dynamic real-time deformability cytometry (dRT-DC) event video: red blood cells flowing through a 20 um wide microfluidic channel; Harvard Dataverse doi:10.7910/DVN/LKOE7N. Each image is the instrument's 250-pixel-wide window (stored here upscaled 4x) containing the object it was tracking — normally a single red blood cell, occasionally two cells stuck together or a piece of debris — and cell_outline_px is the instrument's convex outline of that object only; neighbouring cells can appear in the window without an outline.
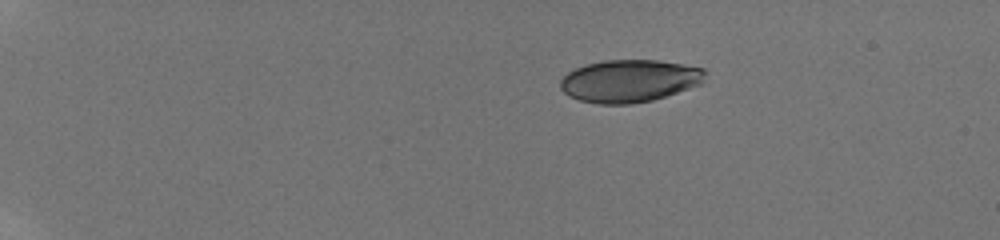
{"species": "human", "species_latin": "Homo sapiens", "temperature_condition": "room temperature", "stored_images_in_passage": 45, "camera_frame_rate_fps": 3000, "um_per_image_px": 0.085, "donor": {"sex": "male"}, "frame": {"image": 1, "passage_image": 1, "time_ms": 0.0, "image_size_px": [1000, 240], "cell_outline_px": [[708, 72], [704, 84], [652, 100], [632, 104], [600, 104], [580, 100], [568, 96], [560, 88], [560, 80], [568, 72], [576, 68], [588, 64], [604, 60], [656, 60], [684, 64], [704, 68]], "centroid_in_image_um": [53.56, 6.87], "position_along_channel_um": 31.4, "area_um2": 36.18}}
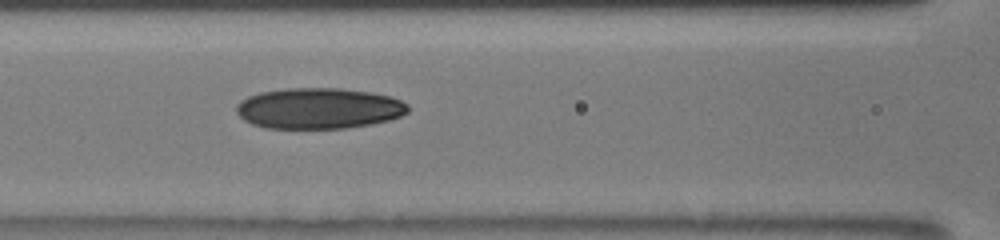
{"frame": {"image": 2, "passage_image": 18, "time_ms": 5.667, "image_size_px": [1000, 240], "cell_outline_px": [[408, 112], [400, 116], [388, 120], [372, 124], [344, 128], [264, 128], [252, 124], [244, 120], [236, 112], [236, 104], [240, 100], [248, 96], [260, 92], [284, 88], [340, 88], [372, 92], [388, 96], [400, 100], [408, 104]], "centroid_in_image_um": [27.07, 9.2], "position_along_channel_um": 139.5, "area_um2": 41.04}}
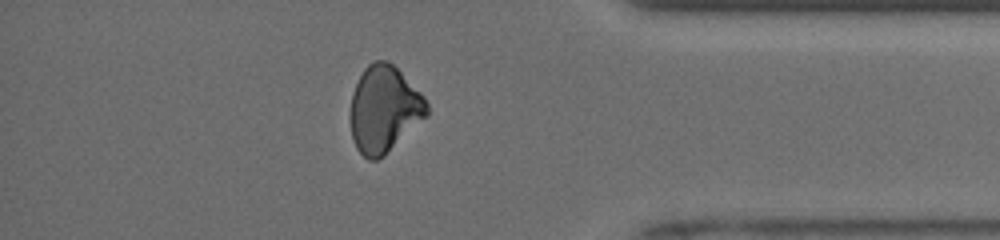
{"frame": {"image": 3, "passage_image": 39, "time_ms": 12.667, "image_size_px": [1000, 240], "cell_outline_px": [[428, 116], [384, 156], [376, 160], [368, 160], [356, 148], [352, 140], [348, 116], [352, 92], [364, 68], [368, 64], [376, 60], [388, 60], [424, 96], [428, 104]], "centroid_in_image_um": [32.62, 9.31], "position_along_channel_um": 402.6, "area_um2": 39.02}, "authors_computed_cell_mechanics": {"area_um2": 39.0728, "velocity_mm_per_s": 3.9726, "shape_relaxation_time_tau1_ms": 10.2212, "shape_relaxation_time_tau2_ms": 4.2922, "deformation_change_tau1": 0.2019, "deformation_change_tau2": 0.107}}